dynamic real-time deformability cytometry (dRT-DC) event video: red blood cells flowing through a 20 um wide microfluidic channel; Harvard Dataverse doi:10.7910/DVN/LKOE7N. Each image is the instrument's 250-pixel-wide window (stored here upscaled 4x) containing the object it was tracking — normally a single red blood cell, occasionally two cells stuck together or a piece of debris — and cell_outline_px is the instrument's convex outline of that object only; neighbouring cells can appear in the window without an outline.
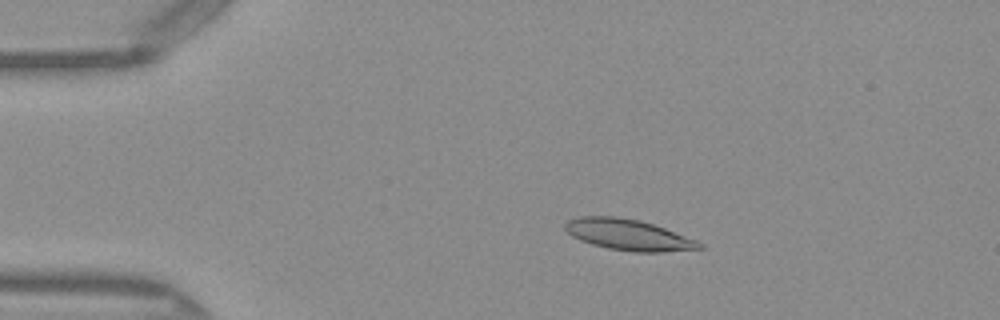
{"species": "Egyptian fruit bat (a non-hibernating species)", "species_latin": "Rousettus aegyptiacus", "temperature_condition": "warm", "stored_images_in_passage": 50, "camera_frame_rate_fps": 3000, "um_per_image_px": 0.085, "frame": {"image": 1, "passage_image": 10, "time_ms": 3.0, "image_size_px": [1000, 320], "cell_outline_px": [[704, 248], [664, 252], [636, 252], [608, 248], [592, 244], [580, 240], [572, 236], [564, 228], [564, 224], [568, 220], [580, 216], [616, 216], [640, 220], [664, 228], [696, 240], [704, 244]], "centroid_in_image_um": [53.4, 19.95], "position_along_channel_um": 31.6, "area_um2": 24.16}}
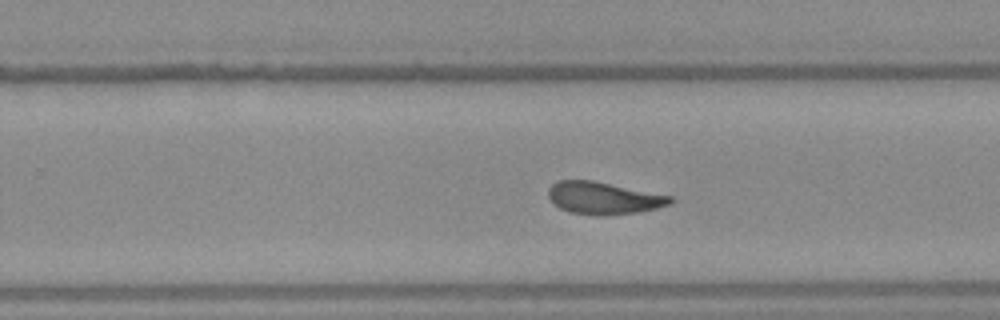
{"frame": {"image": 2, "passage_image": 32, "time_ms": 10.333, "image_size_px": [1000, 320], "cell_outline_px": [[672, 204], [640, 212], [568, 212], [560, 208], [548, 196], [548, 188], [552, 184], [560, 180], [592, 180], [672, 196]], "centroid_in_image_um": [51.31, 16.78], "position_along_channel_um": 278.5, "area_um2": 21.85}}
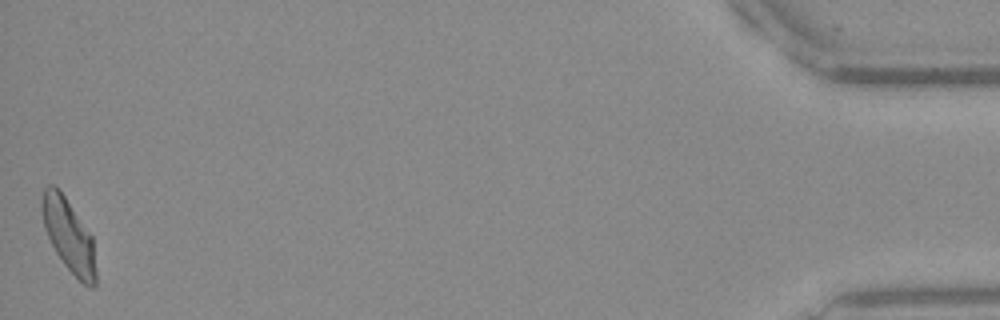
{"frame": {"image": 3, "passage_image": 50, "time_ms": 16.333, "image_size_px": [1000, 320], "cell_outline_px": [[96, 284], [92, 288], [88, 288], [64, 264], [56, 252], [44, 228], [40, 208], [40, 200], [44, 188], [48, 184], [52, 184], [64, 196], [92, 236], [96, 272]], "centroid_in_image_um": [5.82, 20.01], "position_along_channel_um": 429.4, "area_um2": 22.66}, "authors_computed_cell_mechanics": {"area_um2": 23.409, "velocity_mm_per_s": 4.0698, "shape_relaxation_time_tau1_ms": 8.3346, "shape_relaxation_time_tau2_ms": 2.6355, "deformation_change_tau1": 0.2221, "deformation_change_tau2": 0.103}}